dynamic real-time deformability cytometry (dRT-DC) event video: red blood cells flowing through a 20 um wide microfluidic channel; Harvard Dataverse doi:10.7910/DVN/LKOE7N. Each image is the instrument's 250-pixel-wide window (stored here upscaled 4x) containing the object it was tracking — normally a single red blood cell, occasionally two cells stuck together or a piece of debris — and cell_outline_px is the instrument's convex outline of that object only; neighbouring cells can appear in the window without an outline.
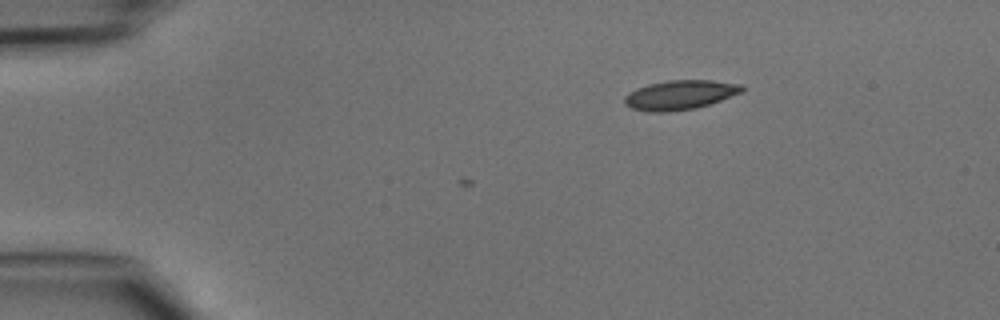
{"species": "common noctule bat (a hibernating species)", "species_latin": "Nyctalus noctula", "temperature_condition": "cold", "stored_images_in_passage": 3, "camera_frame_rate_fps": 3000, "um_per_image_px": 0.085, "animal": {"sex": "male", "body_mass_g": 15.6}, "frame": {"image": 1, "passage_image": 1, "time_ms": 0.0, "image_size_px": [1000, 320], "cell_outline_px": [[744, 92], [696, 108], [668, 112], [644, 112], [632, 108], [624, 104], [624, 96], [628, 92], [636, 88], [648, 84], [668, 80], [712, 80], [744, 84]], "centroid_in_image_um": [57.79, 8.06], "position_along_channel_um": 27.2, "area_um2": 20.4}}